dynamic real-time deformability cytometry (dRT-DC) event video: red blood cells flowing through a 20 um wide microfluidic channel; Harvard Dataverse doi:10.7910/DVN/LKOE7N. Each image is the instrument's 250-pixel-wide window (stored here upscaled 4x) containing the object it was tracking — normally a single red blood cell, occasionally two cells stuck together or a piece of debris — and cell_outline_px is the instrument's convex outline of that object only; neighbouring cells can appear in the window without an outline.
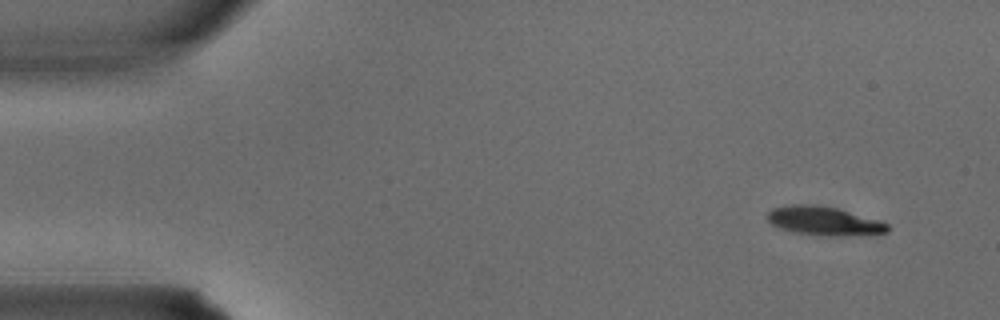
{"species": "common noctule bat (a hibernating species)", "species_latin": "Nyctalus noctula", "temperature_condition": "warm", "stored_images_in_passage": 4, "segment_of_instrument_passage": [1, 2], "camera_frame_rate_fps": 3000, "um_per_image_px": 0.085, "animal": {"sex": "male", "body_mass_g": 15.6}, "frame": {"image": 1, "passage_image": 1, "time_ms": 0.0, "image_size_px": [1000, 320], "cell_outline_px": [[888, 232], [864, 236], [820, 236], [796, 232], [780, 228], [772, 224], [764, 216], [772, 208], [792, 204], [812, 204], [836, 208], [880, 220], [888, 224]], "centroid_in_image_um": [70.06, 18.79], "position_along_channel_um": 14.9, "area_um2": 20.46}}
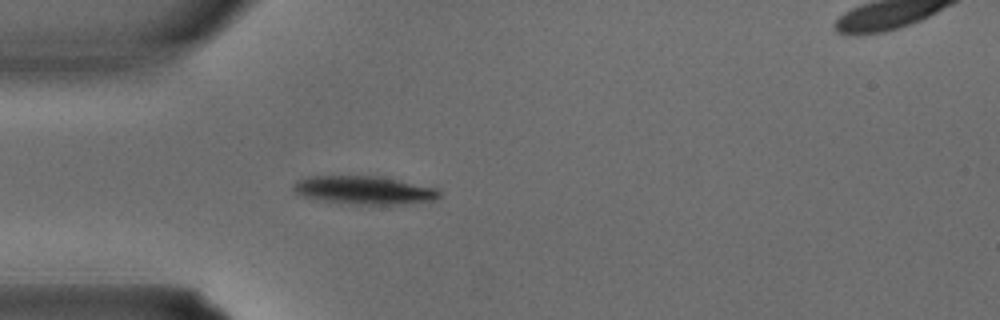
{"frame": {"image": 2, "passage_image": 3, "time_ms": 0.667, "image_size_px": [1000, 320], "cell_outline_px": [[440, 196], [432, 200], [408, 204], [356, 204], [328, 200], [304, 196], [296, 192], [292, 188], [292, 184], [296, 180], [308, 176], [380, 176], [436, 188], [440, 192]], "centroid_in_image_um": [30.96, 16.14], "position_along_channel_um": 54.0, "area_um2": 23.64}}